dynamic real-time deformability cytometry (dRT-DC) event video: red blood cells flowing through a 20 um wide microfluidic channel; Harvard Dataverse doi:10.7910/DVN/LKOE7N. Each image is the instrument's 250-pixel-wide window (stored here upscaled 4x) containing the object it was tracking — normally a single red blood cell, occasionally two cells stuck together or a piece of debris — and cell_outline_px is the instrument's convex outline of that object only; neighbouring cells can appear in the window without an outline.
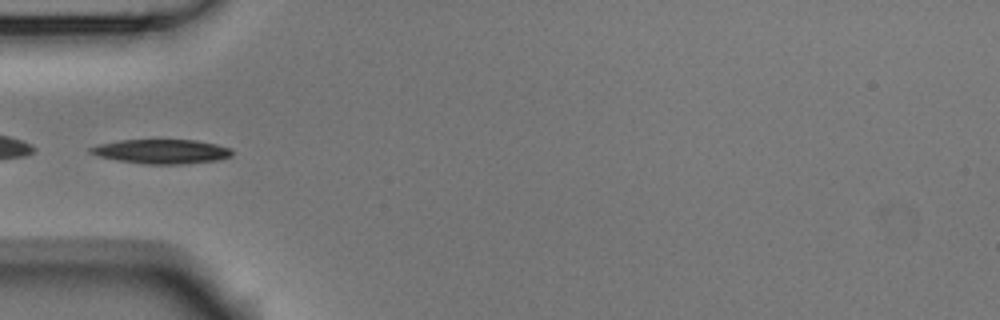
{"species": "Egyptian fruit bat (a non-hibernating species)", "species_latin": "Rousettus aegyptiacus", "temperature_condition": "room temperature", "stored_images_in_passage": 7, "camera_frame_rate_fps": 3000, "um_per_image_px": 0.085, "animal": {"sex": "male"}, "frame": {"image": 1, "passage_image": 5, "time_ms": 1.333, "image_size_px": [1000, 320], "cell_outline_px": [[232, 156], [220, 160], [184, 164], [148, 164], [116, 160], [100, 156], [88, 152], [88, 148], [100, 144], [120, 140], [196, 140], [216, 144], [232, 148]], "centroid_in_image_um": [13.77, 12.88], "position_along_channel_um": 71.2, "area_um2": 20.11}}
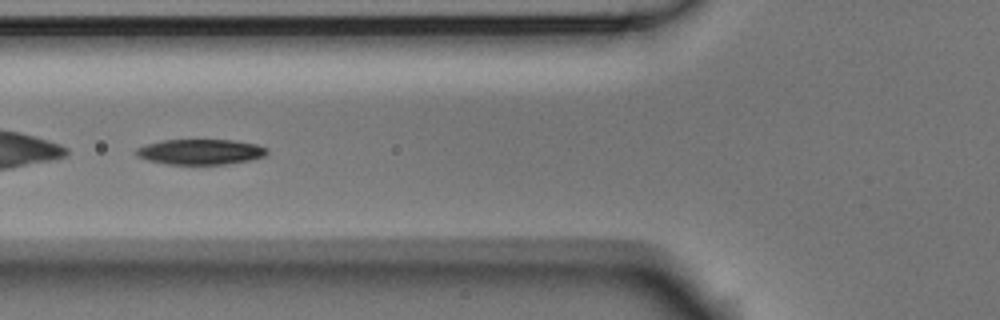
{"frame": {"image": 2, "passage_image": 6, "time_ms": 1.667, "image_size_px": [1000, 320], "cell_outline_px": [[268, 152], [264, 156], [248, 160], [224, 164], [168, 164], [148, 160], [136, 156], [136, 148], [160, 140], [232, 140], [256, 144], [268, 148]], "centroid_in_image_um": [17.03, 12.9], "position_along_channel_um": 108.8, "area_um2": 19.19}}
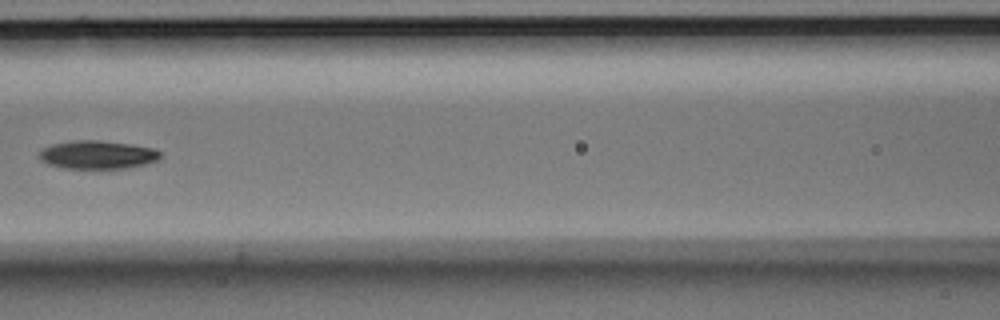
{"frame": {"image": 3, "passage_image": 7, "time_ms": 2.0, "image_size_px": [1000, 320], "cell_outline_px": [[160, 160], [144, 164], [124, 168], [64, 168], [48, 164], [40, 160], [36, 156], [40, 148], [52, 144], [68, 140], [100, 140], [132, 144], [156, 148], [160, 152]], "centroid_in_image_um": [8.24, 13.13], "position_along_channel_um": 158.4, "area_um2": 20.35}}